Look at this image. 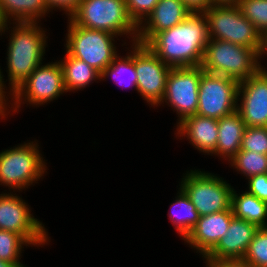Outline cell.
I'll return each mask as SVG.
<instances>
[{
	"label": "cell",
	"mask_w": 267,
	"mask_h": 267,
	"mask_svg": "<svg viewBox=\"0 0 267 267\" xmlns=\"http://www.w3.org/2000/svg\"><path fill=\"white\" fill-rule=\"evenodd\" d=\"M208 40L205 14L191 12L180 24L156 33L145 45L171 68L194 67L201 65Z\"/></svg>",
	"instance_id": "6da1fadb"
},
{
	"label": "cell",
	"mask_w": 267,
	"mask_h": 267,
	"mask_svg": "<svg viewBox=\"0 0 267 267\" xmlns=\"http://www.w3.org/2000/svg\"><path fill=\"white\" fill-rule=\"evenodd\" d=\"M12 25L6 59L8 86L14 93L43 64L48 36L38 22H12Z\"/></svg>",
	"instance_id": "7a4b0ae2"
},
{
	"label": "cell",
	"mask_w": 267,
	"mask_h": 267,
	"mask_svg": "<svg viewBox=\"0 0 267 267\" xmlns=\"http://www.w3.org/2000/svg\"><path fill=\"white\" fill-rule=\"evenodd\" d=\"M259 60V53L252 48L209 39L200 66L206 72L241 82L259 70Z\"/></svg>",
	"instance_id": "3957f363"
},
{
	"label": "cell",
	"mask_w": 267,
	"mask_h": 267,
	"mask_svg": "<svg viewBox=\"0 0 267 267\" xmlns=\"http://www.w3.org/2000/svg\"><path fill=\"white\" fill-rule=\"evenodd\" d=\"M69 19L80 27L128 35L132 44L137 42L138 27L128 15L125 0H81Z\"/></svg>",
	"instance_id": "277c9868"
},
{
	"label": "cell",
	"mask_w": 267,
	"mask_h": 267,
	"mask_svg": "<svg viewBox=\"0 0 267 267\" xmlns=\"http://www.w3.org/2000/svg\"><path fill=\"white\" fill-rule=\"evenodd\" d=\"M38 142H27L0 152V185L14 192L38 183L47 166ZM16 191H15V190Z\"/></svg>",
	"instance_id": "5b68a950"
},
{
	"label": "cell",
	"mask_w": 267,
	"mask_h": 267,
	"mask_svg": "<svg viewBox=\"0 0 267 267\" xmlns=\"http://www.w3.org/2000/svg\"><path fill=\"white\" fill-rule=\"evenodd\" d=\"M203 13L207 19L209 39L229 41L252 48L260 53L263 36L243 16L237 4L211 5Z\"/></svg>",
	"instance_id": "8992f818"
},
{
	"label": "cell",
	"mask_w": 267,
	"mask_h": 267,
	"mask_svg": "<svg viewBox=\"0 0 267 267\" xmlns=\"http://www.w3.org/2000/svg\"><path fill=\"white\" fill-rule=\"evenodd\" d=\"M68 23L65 52L86 62L101 74L118 55L114 45L118 36L102 30L80 27L69 18Z\"/></svg>",
	"instance_id": "52a82bcc"
},
{
	"label": "cell",
	"mask_w": 267,
	"mask_h": 267,
	"mask_svg": "<svg viewBox=\"0 0 267 267\" xmlns=\"http://www.w3.org/2000/svg\"><path fill=\"white\" fill-rule=\"evenodd\" d=\"M183 177L179 186L199 216L231 209L233 187L224 178L196 169L187 171Z\"/></svg>",
	"instance_id": "ba28073f"
},
{
	"label": "cell",
	"mask_w": 267,
	"mask_h": 267,
	"mask_svg": "<svg viewBox=\"0 0 267 267\" xmlns=\"http://www.w3.org/2000/svg\"><path fill=\"white\" fill-rule=\"evenodd\" d=\"M65 92L63 70L60 62L41 64L13 93L14 102H12L10 109L13 113H16L21 104H25L24 101L28 102L29 105L39 107L58 99Z\"/></svg>",
	"instance_id": "9c48e42d"
},
{
	"label": "cell",
	"mask_w": 267,
	"mask_h": 267,
	"mask_svg": "<svg viewBox=\"0 0 267 267\" xmlns=\"http://www.w3.org/2000/svg\"><path fill=\"white\" fill-rule=\"evenodd\" d=\"M239 82L203 71L198 90L197 115L220 119L237 110Z\"/></svg>",
	"instance_id": "30bf717a"
},
{
	"label": "cell",
	"mask_w": 267,
	"mask_h": 267,
	"mask_svg": "<svg viewBox=\"0 0 267 267\" xmlns=\"http://www.w3.org/2000/svg\"><path fill=\"white\" fill-rule=\"evenodd\" d=\"M30 209L28 203L16 193L0 194V230L19 234L31 247L48 244L47 229L31 214Z\"/></svg>",
	"instance_id": "8fae6325"
},
{
	"label": "cell",
	"mask_w": 267,
	"mask_h": 267,
	"mask_svg": "<svg viewBox=\"0 0 267 267\" xmlns=\"http://www.w3.org/2000/svg\"><path fill=\"white\" fill-rule=\"evenodd\" d=\"M201 66L171 68L167 80L166 91L159 105L168 104L178 114L177 125L185 118L196 115L198 107V90Z\"/></svg>",
	"instance_id": "7c38bea8"
},
{
	"label": "cell",
	"mask_w": 267,
	"mask_h": 267,
	"mask_svg": "<svg viewBox=\"0 0 267 267\" xmlns=\"http://www.w3.org/2000/svg\"><path fill=\"white\" fill-rule=\"evenodd\" d=\"M137 92L151 107H158L166 91V80L171 70L146 45L135 43Z\"/></svg>",
	"instance_id": "4fadbf2b"
},
{
	"label": "cell",
	"mask_w": 267,
	"mask_h": 267,
	"mask_svg": "<svg viewBox=\"0 0 267 267\" xmlns=\"http://www.w3.org/2000/svg\"><path fill=\"white\" fill-rule=\"evenodd\" d=\"M263 67L259 63L253 76L239 82L237 111L246 127H267V70Z\"/></svg>",
	"instance_id": "5bb4252c"
},
{
	"label": "cell",
	"mask_w": 267,
	"mask_h": 267,
	"mask_svg": "<svg viewBox=\"0 0 267 267\" xmlns=\"http://www.w3.org/2000/svg\"><path fill=\"white\" fill-rule=\"evenodd\" d=\"M257 229L255 224L233 217L226 234L203 257V260L242 259Z\"/></svg>",
	"instance_id": "9a60e30c"
},
{
	"label": "cell",
	"mask_w": 267,
	"mask_h": 267,
	"mask_svg": "<svg viewBox=\"0 0 267 267\" xmlns=\"http://www.w3.org/2000/svg\"><path fill=\"white\" fill-rule=\"evenodd\" d=\"M233 217L232 209L199 216L184 242L204 257L226 234Z\"/></svg>",
	"instance_id": "2e32d148"
},
{
	"label": "cell",
	"mask_w": 267,
	"mask_h": 267,
	"mask_svg": "<svg viewBox=\"0 0 267 267\" xmlns=\"http://www.w3.org/2000/svg\"><path fill=\"white\" fill-rule=\"evenodd\" d=\"M190 14L181 0H160L138 27L137 42L145 45L156 33L180 24Z\"/></svg>",
	"instance_id": "e0dca14e"
},
{
	"label": "cell",
	"mask_w": 267,
	"mask_h": 267,
	"mask_svg": "<svg viewBox=\"0 0 267 267\" xmlns=\"http://www.w3.org/2000/svg\"><path fill=\"white\" fill-rule=\"evenodd\" d=\"M176 137H187L199 152L211 155L218 141V120L200 115L185 118L176 126Z\"/></svg>",
	"instance_id": "ac0fdd59"
},
{
	"label": "cell",
	"mask_w": 267,
	"mask_h": 267,
	"mask_svg": "<svg viewBox=\"0 0 267 267\" xmlns=\"http://www.w3.org/2000/svg\"><path fill=\"white\" fill-rule=\"evenodd\" d=\"M245 128V123L237 110L218 119V141L211 156H222L223 160L230 161L241 150Z\"/></svg>",
	"instance_id": "d6986e66"
},
{
	"label": "cell",
	"mask_w": 267,
	"mask_h": 267,
	"mask_svg": "<svg viewBox=\"0 0 267 267\" xmlns=\"http://www.w3.org/2000/svg\"><path fill=\"white\" fill-rule=\"evenodd\" d=\"M62 70L66 92L81 90L93 81L101 80V74L86 62L70 56L67 52L59 60Z\"/></svg>",
	"instance_id": "ffe728a7"
},
{
	"label": "cell",
	"mask_w": 267,
	"mask_h": 267,
	"mask_svg": "<svg viewBox=\"0 0 267 267\" xmlns=\"http://www.w3.org/2000/svg\"><path fill=\"white\" fill-rule=\"evenodd\" d=\"M236 192L233 188L231 209L234 217L253 223L258 228L267 227V202L247 191L242 194Z\"/></svg>",
	"instance_id": "44dd1931"
},
{
	"label": "cell",
	"mask_w": 267,
	"mask_h": 267,
	"mask_svg": "<svg viewBox=\"0 0 267 267\" xmlns=\"http://www.w3.org/2000/svg\"><path fill=\"white\" fill-rule=\"evenodd\" d=\"M0 7L8 23L11 21L39 23L40 18L49 13L45 0H0Z\"/></svg>",
	"instance_id": "7402d4cb"
},
{
	"label": "cell",
	"mask_w": 267,
	"mask_h": 267,
	"mask_svg": "<svg viewBox=\"0 0 267 267\" xmlns=\"http://www.w3.org/2000/svg\"><path fill=\"white\" fill-rule=\"evenodd\" d=\"M179 189L175 201L171 203L168 216L175 231L184 240L197 224L199 215L186 193L181 188Z\"/></svg>",
	"instance_id": "603a6c76"
},
{
	"label": "cell",
	"mask_w": 267,
	"mask_h": 267,
	"mask_svg": "<svg viewBox=\"0 0 267 267\" xmlns=\"http://www.w3.org/2000/svg\"><path fill=\"white\" fill-rule=\"evenodd\" d=\"M132 50L124 57L119 54L101 73V80L113 79L116 84L125 88H135L137 91V75L135 70V43L131 45ZM112 77V78H111Z\"/></svg>",
	"instance_id": "cb8c5ba5"
},
{
	"label": "cell",
	"mask_w": 267,
	"mask_h": 267,
	"mask_svg": "<svg viewBox=\"0 0 267 267\" xmlns=\"http://www.w3.org/2000/svg\"><path fill=\"white\" fill-rule=\"evenodd\" d=\"M237 172L249 177L267 173V155L257 152L239 150L238 153L228 161Z\"/></svg>",
	"instance_id": "d4e9b609"
},
{
	"label": "cell",
	"mask_w": 267,
	"mask_h": 267,
	"mask_svg": "<svg viewBox=\"0 0 267 267\" xmlns=\"http://www.w3.org/2000/svg\"><path fill=\"white\" fill-rule=\"evenodd\" d=\"M29 244L17 233L0 230V260L11 264L16 267H26L19 260L23 246Z\"/></svg>",
	"instance_id": "484cf974"
},
{
	"label": "cell",
	"mask_w": 267,
	"mask_h": 267,
	"mask_svg": "<svg viewBox=\"0 0 267 267\" xmlns=\"http://www.w3.org/2000/svg\"><path fill=\"white\" fill-rule=\"evenodd\" d=\"M246 17L263 35L267 34V0H240L237 4Z\"/></svg>",
	"instance_id": "4316f807"
},
{
	"label": "cell",
	"mask_w": 267,
	"mask_h": 267,
	"mask_svg": "<svg viewBox=\"0 0 267 267\" xmlns=\"http://www.w3.org/2000/svg\"><path fill=\"white\" fill-rule=\"evenodd\" d=\"M242 259L253 267H267V227L256 230Z\"/></svg>",
	"instance_id": "83f0119b"
},
{
	"label": "cell",
	"mask_w": 267,
	"mask_h": 267,
	"mask_svg": "<svg viewBox=\"0 0 267 267\" xmlns=\"http://www.w3.org/2000/svg\"><path fill=\"white\" fill-rule=\"evenodd\" d=\"M241 150L267 155V127H246L241 141Z\"/></svg>",
	"instance_id": "f1b7e54d"
},
{
	"label": "cell",
	"mask_w": 267,
	"mask_h": 267,
	"mask_svg": "<svg viewBox=\"0 0 267 267\" xmlns=\"http://www.w3.org/2000/svg\"><path fill=\"white\" fill-rule=\"evenodd\" d=\"M160 0H125L130 19L139 27L152 13Z\"/></svg>",
	"instance_id": "f546056e"
},
{
	"label": "cell",
	"mask_w": 267,
	"mask_h": 267,
	"mask_svg": "<svg viewBox=\"0 0 267 267\" xmlns=\"http://www.w3.org/2000/svg\"><path fill=\"white\" fill-rule=\"evenodd\" d=\"M247 192L267 202V173L249 177Z\"/></svg>",
	"instance_id": "4dcf8cb0"
},
{
	"label": "cell",
	"mask_w": 267,
	"mask_h": 267,
	"mask_svg": "<svg viewBox=\"0 0 267 267\" xmlns=\"http://www.w3.org/2000/svg\"><path fill=\"white\" fill-rule=\"evenodd\" d=\"M49 12L53 9H59L60 11H65L64 13L67 14L68 18L77 10L78 5L80 4L81 0H45Z\"/></svg>",
	"instance_id": "1f68e13d"
},
{
	"label": "cell",
	"mask_w": 267,
	"mask_h": 267,
	"mask_svg": "<svg viewBox=\"0 0 267 267\" xmlns=\"http://www.w3.org/2000/svg\"><path fill=\"white\" fill-rule=\"evenodd\" d=\"M2 73L3 72L0 69V117L2 116L1 119L2 118L5 119V117L7 115H9V113H10V111H8L9 110L8 108H10V105H8V104H11V106H12V103H10V102H13V93L11 91H7V92L5 91V90H7V88H6V84H4L5 79L3 78L4 76L2 75ZM7 93L11 96V98H10L11 101L8 100L9 98L6 96Z\"/></svg>",
	"instance_id": "d6a6232c"
},
{
	"label": "cell",
	"mask_w": 267,
	"mask_h": 267,
	"mask_svg": "<svg viewBox=\"0 0 267 267\" xmlns=\"http://www.w3.org/2000/svg\"><path fill=\"white\" fill-rule=\"evenodd\" d=\"M206 267H253L243 259H225L220 261H206Z\"/></svg>",
	"instance_id": "836d02e7"
},
{
	"label": "cell",
	"mask_w": 267,
	"mask_h": 267,
	"mask_svg": "<svg viewBox=\"0 0 267 267\" xmlns=\"http://www.w3.org/2000/svg\"><path fill=\"white\" fill-rule=\"evenodd\" d=\"M191 12H204L212 4L210 0H181Z\"/></svg>",
	"instance_id": "e575fe53"
},
{
	"label": "cell",
	"mask_w": 267,
	"mask_h": 267,
	"mask_svg": "<svg viewBox=\"0 0 267 267\" xmlns=\"http://www.w3.org/2000/svg\"><path fill=\"white\" fill-rule=\"evenodd\" d=\"M11 22H9L6 20V18L4 17L2 11H1V7H0V35L2 36V34H5V31L8 32L7 30H9L8 25H10Z\"/></svg>",
	"instance_id": "d590c367"
},
{
	"label": "cell",
	"mask_w": 267,
	"mask_h": 267,
	"mask_svg": "<svg viewBox=\"0 0 267 267\" xmlns=\"http://www.w3.org/2000/svg\"><path fill=\"white\" fill-rule=\"evenodd\" d=\"M240 0H210L212 5H235L238 4Z\"/></svg>",
	"instance_id": "8d00e7d4"
},
{
	"label": "cell",
	"mask_w": 267,
	"mask_h": 267,
	"mask_svg": "<svg viewBox=\"0 0 267 267\" xmlns=\"http://www.w3.org/2000/svg\"><path fill=\"white\" fill-rule=\"evenodd\" d=\"M264 55H267V34L263 35L262 37V46H261V51L259 53V58L263 59Z\"/></svg>",
	"instance_id": "74e56055"
},
{
	"label": "cell",
	"mask_w": 267,
	"mask_h": 267,
	"mask_svg": "<svg viewBox=\"0 0 267 267\" xmlns=\"http://www.w3.org/2000/svg\"><path fill=\"white\" fill-rule=\"evenodd\" d=\"M0 267H16V266L14 264L0 260Z\"/></svg>",
	"instance_id": "f35d334b"
}]
</instances>
